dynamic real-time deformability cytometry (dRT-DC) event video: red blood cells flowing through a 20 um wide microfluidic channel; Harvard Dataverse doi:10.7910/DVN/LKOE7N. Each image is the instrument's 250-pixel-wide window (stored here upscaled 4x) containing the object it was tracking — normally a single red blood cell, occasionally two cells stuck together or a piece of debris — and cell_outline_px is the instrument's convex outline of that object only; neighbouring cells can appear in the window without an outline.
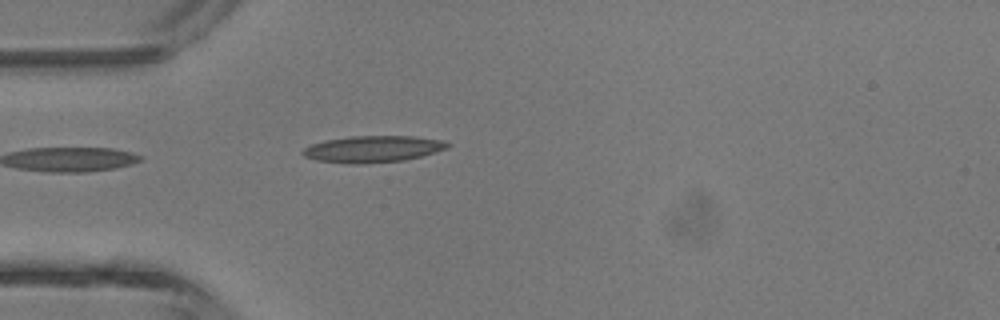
{"species": "common noctule bat (a hibernating species)", "species_latin": "Nyctalus noctula", "temperature_condition": "room temperature", "stored_images_in_passage": 2, "camera_frame_rate_fps": 3000, "um_per_image_px": 0.085, "animal": {"sex": "male", "body_mass_g": 13.3}, "frame": {"image": 1, "passage_image": 2, "time_ms": 1.333, "image_size_px": [1000, 320], "cell_outline_px": [[452, 144], [448, 148], [420, 156], [404, 160], [364, 164], [352, 164], [316, 160], [304, 156], [300, 152], [304, 148], [312, 144], [324, 140], [352, 136], [412, 136], [440, 140]], "centroid_in_image_um": [31.66, 12.67], "position_along_channel_um": 53.3, "area_um2": 22.37}}